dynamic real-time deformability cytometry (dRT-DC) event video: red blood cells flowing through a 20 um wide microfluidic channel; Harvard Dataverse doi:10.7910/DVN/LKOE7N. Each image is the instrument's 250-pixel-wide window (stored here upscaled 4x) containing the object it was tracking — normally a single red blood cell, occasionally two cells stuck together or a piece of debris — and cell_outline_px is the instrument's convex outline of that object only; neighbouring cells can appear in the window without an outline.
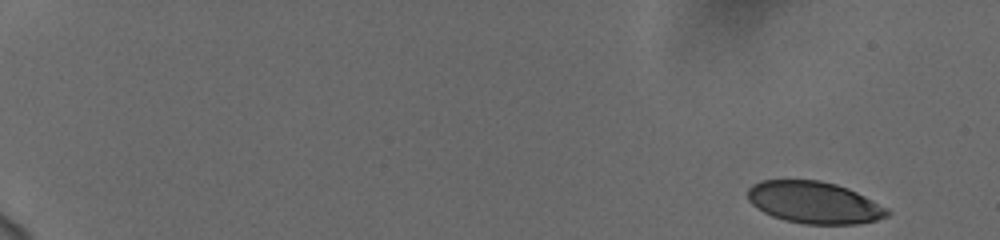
{"species": "human", "species_latin": "Homo sapiens", "temperature_condition": "cold", "stored_images_in_passage": 54, "camera_frame_rate_fps": 3000, "um_per_image_px": 0.085, "donor": {"sex": "female"}, "frame": {"image": 1, "passage_image": 1, "time_ms": 0.0, "image_size_px": [1000, 240], "cell_outline_px": [[892, 212], [888, 216], [876, 220], [856, 224], [804, 224], [784, 220], [772, 216], [764, 212], [752, 204], [748, 200], [748, 188], [752, 184], [760, 180], [820, 180], [836, 184], [848, 188], [888, 208]], "centroid_in_image_um": [69.2, 17.21], "position_along_channel_um": 15.8, "area_um2": 34.16}}
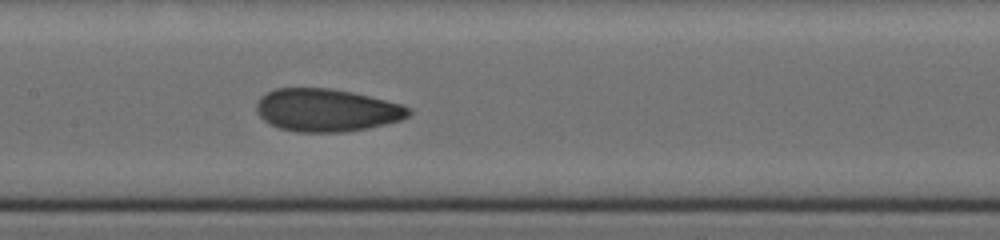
{"frame": {"image": 2, "passage_image": 29, "time_ms": 9.333, "image_size_px": [1000, 240], "cell_outline_px": [[412, 112], [408, 116], [400, 120], [368, 128], [344, 132], [296, 132], [280, 128], [264, 120], [256, 112], [256, 104], [260, 96], [276, 88], [328, 88], [352, 92], [400, 104], [412, 108]], "centroid_in_image_um": [27.75, 9.36], "position_along_channel_um": 179.6, "area_um2": 37.8}}
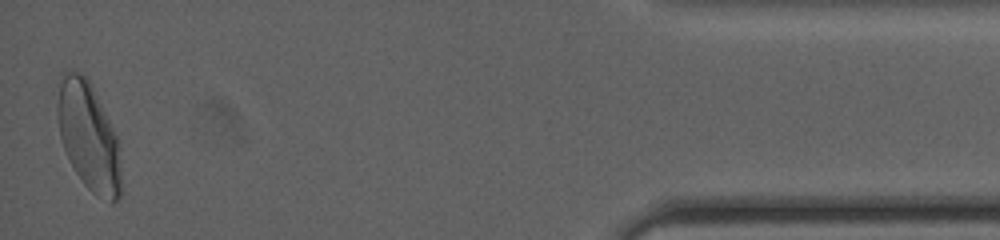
{"frame": {"image": 3, "passage_image": 54, "time_ms": 17.667, "image_size_px": [1000, 240], "cell_outline_px": [[120, 200], [112, 204], [96, 196], [84, 184], [68, 160], [60, 136], [56, 112], [56, 104], [60, 72], [80, 72], [88, 80], [116, 136], [120, 168]], "centroid_in_image_um": [7.48, 11.63], "position_along_channel_um": 427.7, "area_um2": 39.71}, "authors_computed_cell_mechanics": {"area_um2": 37.2521, "velocity_mm_per_s": 3.7367, "shape_relaxation_time_tau1_ms": 6.0014, "shape_relaxation_time_tau2_ms": 1.2356, "deformation_change_tau1": 0.1634, "deformation_change_tau2": 0.0656}}